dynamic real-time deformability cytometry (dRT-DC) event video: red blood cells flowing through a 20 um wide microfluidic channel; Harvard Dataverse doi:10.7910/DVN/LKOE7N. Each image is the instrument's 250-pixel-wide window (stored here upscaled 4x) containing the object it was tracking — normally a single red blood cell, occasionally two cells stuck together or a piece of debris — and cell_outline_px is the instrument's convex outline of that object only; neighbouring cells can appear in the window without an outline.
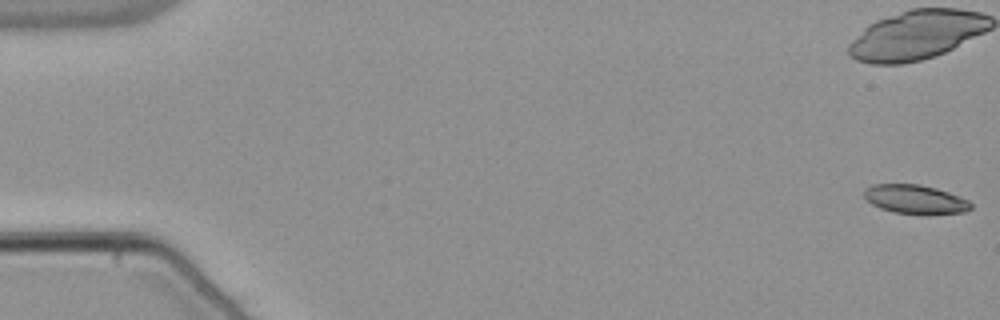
{"species": "common noctule bat (a hibernating species)", "species_latin": "Nyctalus noctula", "temperature_condition": "warm", "stored_images_in_passage": 20, "camera_frame_rate_fps": 3000, "um_per_image_px": 0.085, "animal": {"sex": "male", "body_mass_g": 21.5, "forearm_length_mm": 52.0}, "frame": {"image": 1, "passage_image": 1, "time_ms": 0.0, "image_size_px": [1000, 320], "cell_outline_px": [[972, 208], [964, 212], [896, 212], [880, 208], [872, 204], [864, 196], [864, 192], [872, 184], [920, 184], [936, 188], [948, 192], [968, 200], [972, 204]], "centroid_in_image_um": [77.78, 16.9], "position_along_channel_um": 7.2, "area_um2": 17.22}}